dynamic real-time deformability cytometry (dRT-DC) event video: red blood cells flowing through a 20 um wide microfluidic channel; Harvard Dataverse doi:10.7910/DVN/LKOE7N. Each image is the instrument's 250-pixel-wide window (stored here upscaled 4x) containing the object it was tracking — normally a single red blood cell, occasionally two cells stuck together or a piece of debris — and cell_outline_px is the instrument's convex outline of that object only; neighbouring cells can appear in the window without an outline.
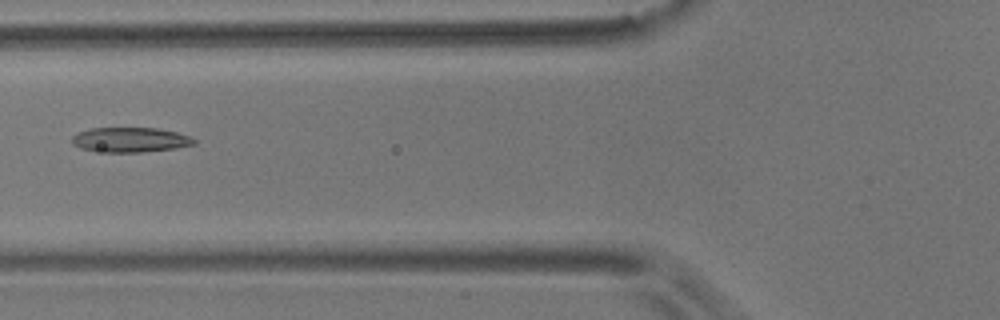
{"species": "common noctule bat (a hibernating species)", "species_latin": "Nyctalus noctula", "temperature_condition": "room temperature", "stored_images_in_passage": 8, "camera_frame_rate_fps": 3000, "um_per_image_px": 0.085, "animal": {"sex": "male", "body_mass_g": 17.9}, "frame": {"image": 1, "passage_image": 3, "time_ms": 2.333, "image_size_px": [1000, 320], "cell_outline_px": [[196, 144], [176, 148], [140, 152], [108, 152], [80, 148], [72, 144], [72, 136], [80, 132], [92, 128], [160, 128], [176, 132], [188, 136], [196, 140]], "centroid_in_image_um": [11.09, 11.88], "position_along_channel_um": 114.7, "area_um2": 17.51}}
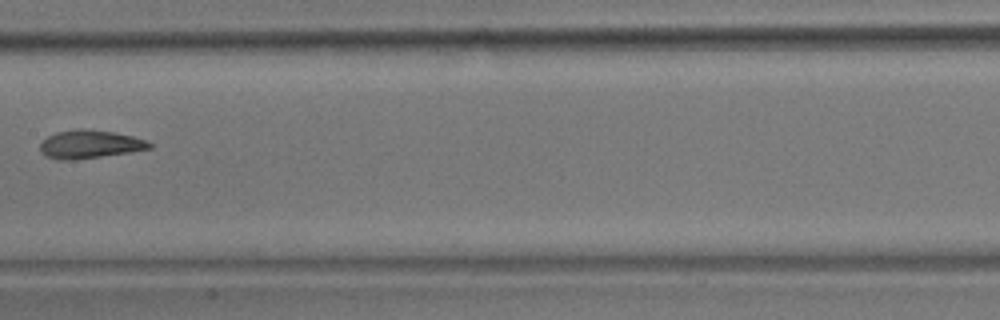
{"frame": {"image": 2, "passage_image": 5, "time_ms": 4.667, "image_size_px": [1000, 320], "cell_outline_px": [[152, 148], [128, 152], [76, 160], [60, 160], [48, 156], [40, 152], [40, 144], [48, 136], [56, 132], [76, 128], [84, 128], [112, 132], [132, 136], [144, 140], [152, 144]], "centroid_in_image_um": [7.6, 12.26], "position_along_channel_um": 199.8, "area_um2": 17.86}}
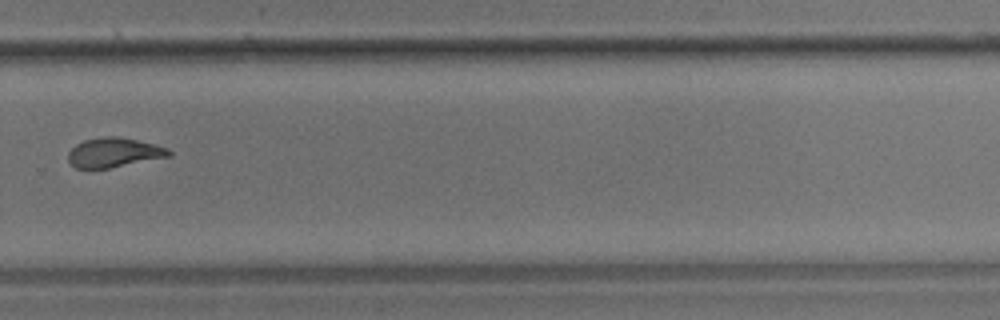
{"frame": {"image": 3, "passage_image": 8, "time_ms": 8.0, "image_size_px": [1000, 320], "cell_outline_px": [[172, 156], [108, 168], [76, 168], [68, 160], [68, 152], [76, 144], [84, 140], [104, 136], [116, 136], [156, 144], [168, 148], [172, 152]], "centroid_in_image_um": [9.7, 12.96], "position_along_channel_um": 320.1, "area_um2": 17.28}}